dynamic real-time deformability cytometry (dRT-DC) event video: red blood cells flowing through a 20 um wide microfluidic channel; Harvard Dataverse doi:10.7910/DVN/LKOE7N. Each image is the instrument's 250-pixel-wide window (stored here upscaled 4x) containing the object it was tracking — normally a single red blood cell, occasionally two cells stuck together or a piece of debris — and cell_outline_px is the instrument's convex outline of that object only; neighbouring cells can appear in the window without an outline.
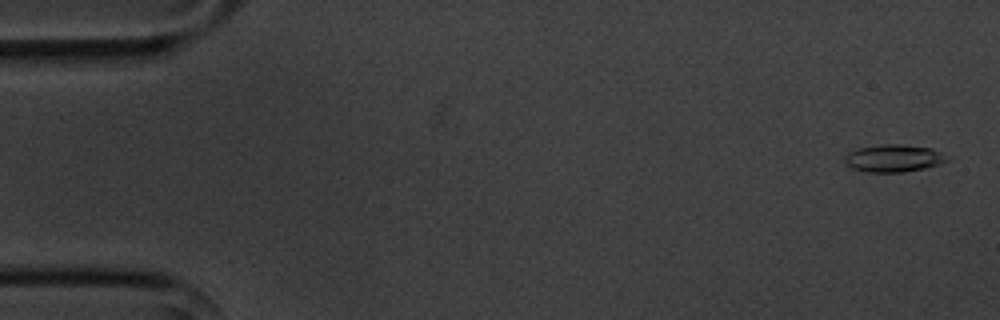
{"species": "common noctule bat (a hibernating species)", "species_latin": "Nyctalus noctula", "temperature_condition": "cold", "stored_images_in_passage": 5, "camera_frame_rate_fps": 3000, "um_per_image_px": 0.085, "animal": {"sex": "male", "body_mass_g": 20.1, "forearm_length_mm": 53.5}, "frame": {"image": 1, "passage_image": 1, "time_ms": 0.0, "image_size_px": [1000, 320], "cell_outline_px": [[952, 156], [948, 160], [940, 164], [924, 168], [900, 172], [868, 172], [852, 168], [844, 160], [844, 156], [848, 152], [860, 148], [884, 144], [900, 144], [932, 148]], "centroid_in_image_um": [76.02, 13.44], "position_along_channel_um": 9.0, "area_um2": 16.36}}
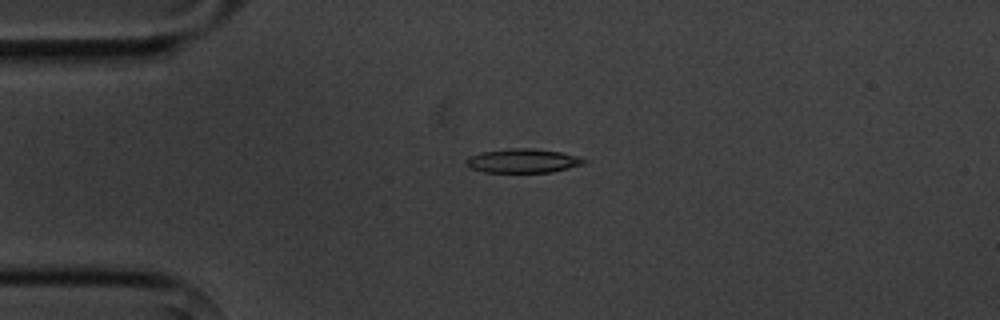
{"frame": {"image": 2, "passage_image": 4, "time_ms": 3.667, "image_size_px": [1000, 320], "cell_outline_px": [[588, 160], [584, 164], [552, 172], [484, 172], [472, 168], [464, 164], [464, 160], [468, 156], [480, 152], [508, 148], [532, 148], [560, 152], [576, 156]], "centroid_in_image_um": [44.4, 13.66], "position_along_channel_um": 40.6, "area_um2": 16.59}}